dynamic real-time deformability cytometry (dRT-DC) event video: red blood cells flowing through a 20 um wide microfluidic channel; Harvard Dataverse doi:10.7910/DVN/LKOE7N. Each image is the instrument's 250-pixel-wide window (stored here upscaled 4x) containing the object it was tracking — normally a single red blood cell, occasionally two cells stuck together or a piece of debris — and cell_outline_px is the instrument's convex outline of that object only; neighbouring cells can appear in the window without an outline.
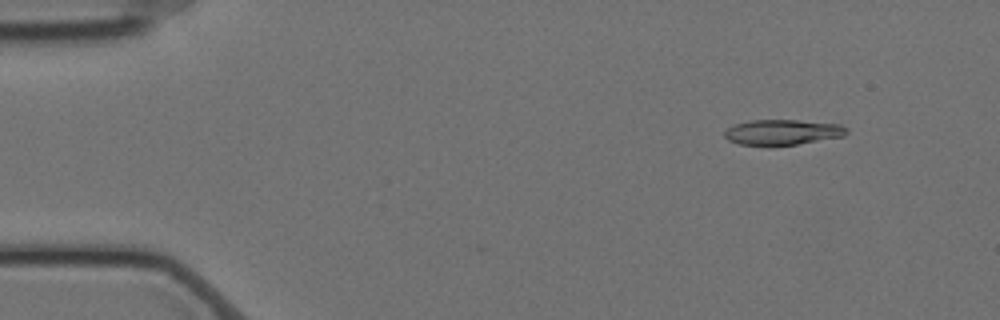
{"species": "Egyptian fruit bat (a non-hibernating species)", "species_latin": "Rousettus aegyptiacus", "temperature_condition": "cold", "stored_images_in_passage": 52, "camera_frame_rate_fps": 3000, "um_per_image_px": 0.085, "animal": {"sex": "female"}, "frame": {"image": 1, "passage_image": 3, "time_ms": 0.667, "image_size_px": [1000, 320], "cell_outline_px": [[848, 132], [844, 136], [772, 148], [768, 148], [740, 144], [728, 140], [724, 136], [724, 132], [728, 128], [736, 124], [748, 120], [796, 120], [840, 124], [848, 128]], "centroid_in_image_um": [66.48, 11.27], "position_along_channel_um": 18.5, "area_um2": 18.55}}
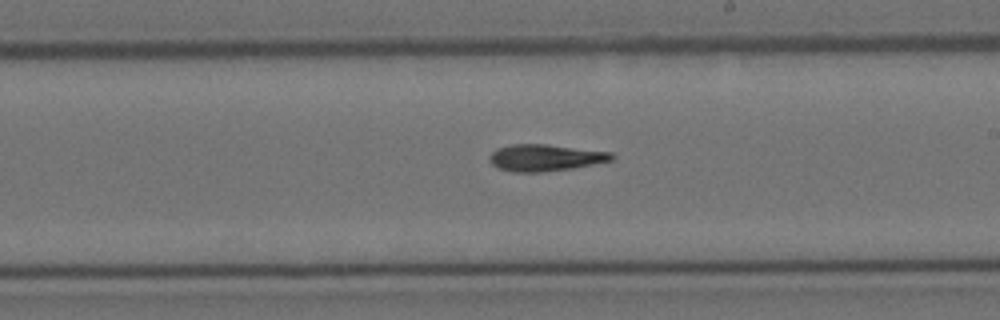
{"frame": {"image": 2, "passage_image": 30, "time_ms": 9.667, "image_size_px": [1000, 320], "cell_outline_px": [[616, 156], [612, 160], [572, 168], [544, 172], [512, 172], [496, 168], [492, 164], [488, 156], [496, 148], [512, 144], [548, 144], [612, 152]], "centroid_in_image_um": [46.32, 13.4], "position_along_channel_um": 242.7, "area_um2": 19.19}}
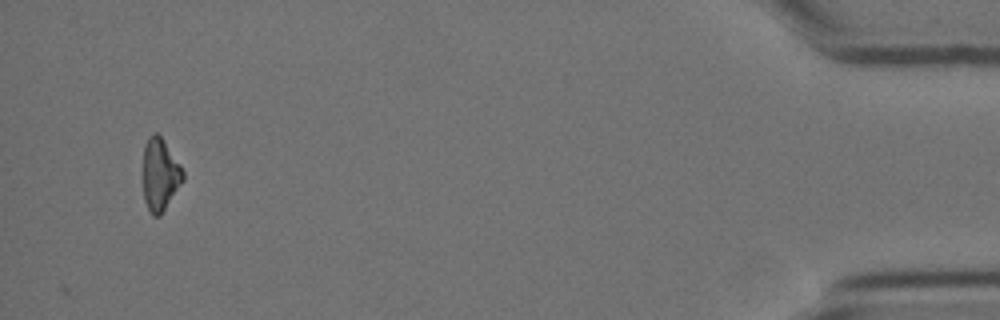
{"frame": {"image": 3, "passage_image": 52, "time_ms": 17.0, "image_size_px": [1000, 320], "cell_outline_px": [[184, 180], [160, 216], [152, 216], [144, 200], [144, 144], [148, 136], [152, 132], [156, 132], [160, 136], [180, 164], [184, 172]], "centroid_in_image_um": [13.61, 14.83], "position_along_channel_um": 421.6, "area_um2": 16.7}, "authors_computed_cell_mechanics": {"area_um2": 18.6405, "velocity_mm_per_s": 3.5138, "shape_relaxation_time_tau1_ms": 6.6051, "shape_relaxation_time_tau2_ms": null, "deformation_change_tau1": 0.1865, "deformation_change_tau2": null}}